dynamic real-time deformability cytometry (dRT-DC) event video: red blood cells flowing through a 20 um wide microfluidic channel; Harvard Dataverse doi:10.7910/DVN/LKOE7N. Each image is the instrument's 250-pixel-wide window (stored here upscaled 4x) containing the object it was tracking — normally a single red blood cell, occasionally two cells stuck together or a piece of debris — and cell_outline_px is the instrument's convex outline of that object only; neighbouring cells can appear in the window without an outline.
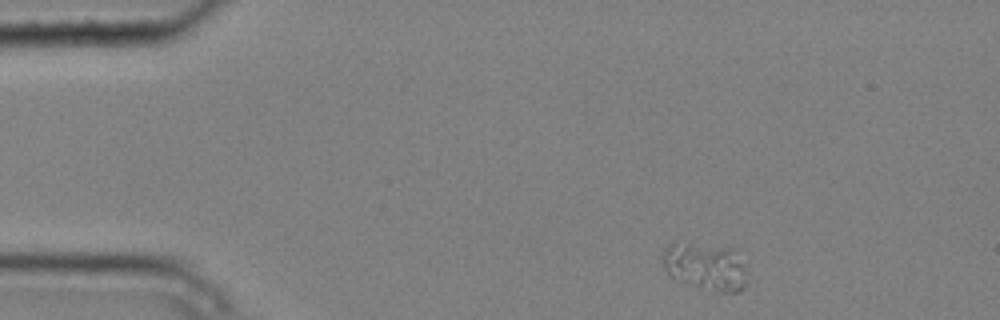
{"species": "common noctule bat (a hibernating species)", "species_latin": "Nyctalus noctula", "temperature_condition": "cold", "stored_images_in_passage": 3, "camera_frame_rate_fps": 3000, "um_per_image_px": 0.085, "animal": {"sex": "male", "body_mass_g": 20.4}, "frame": {"image": 1, "passage_image": 1, "time_ms": 0.0, "image_size_px": [1000, 320], "cell_outline_px": [[744, 288], [740, 292], [720, 292], [700, 288], [668, 276], [664, 268], [660, 256], [660, 252], [668, 244], [688, 244], [736, 248], [744, 264]], "centroid_in_image_um": [59.93, 22.66], "position_along_channel_um": 25.1, "area_um2": 23.41}}